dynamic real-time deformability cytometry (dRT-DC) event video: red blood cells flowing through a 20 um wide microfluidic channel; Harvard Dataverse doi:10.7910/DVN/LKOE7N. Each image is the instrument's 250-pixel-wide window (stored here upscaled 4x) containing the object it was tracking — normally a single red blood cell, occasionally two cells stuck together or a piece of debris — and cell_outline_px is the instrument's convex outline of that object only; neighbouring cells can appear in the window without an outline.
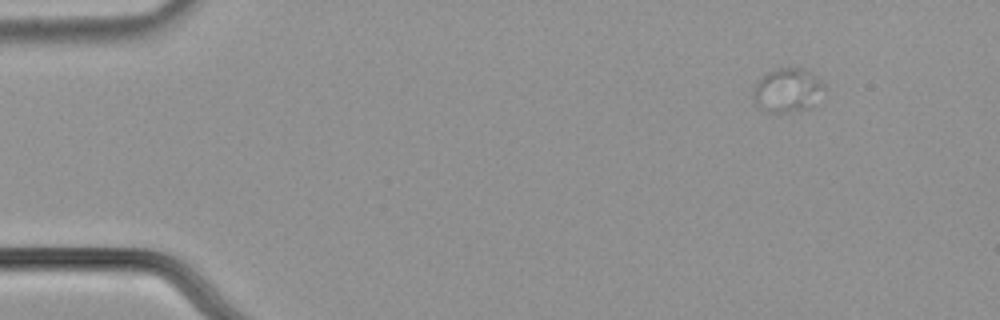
{"species": "common noctule bat (a hibernating species)", "species_latin": "Nyctalus noctula", "temperature_condition": "cold", "stored_images_in_passage": 51, "camera_frame_rate_fps": 3000, "um_per_image_px": 0.085, "animal": {"sex": "male", "body_mass_g": 21.5, "forearm_length_mm": 52.0}, "frame": {"image": 1, "passage_image": 1, "time_ms": 0.0, "image_size_px": [1000, 320], "cell_outline_px": [[824, 88], [816, 104], [808, 108], [788, 112], [764, 112], [756, 108], [752, 96], [752, 92], [756, 84], [768, 72], [780, 68], [796, 68], [808, 72], [820, 80], [824, 84]], "centroid_in_image_um": [66.89, 7.72], "position_along_channel_um": 18.1, "area_um2": 18.03}}
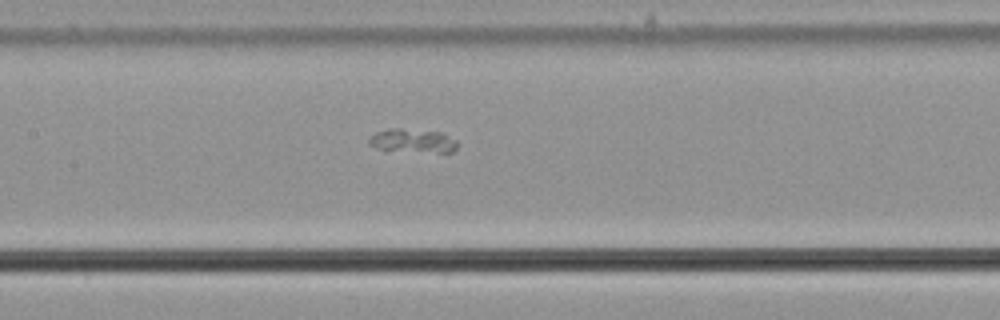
{"frame": {"image": 2, "passage_image": 22, "time_ms": 7.0, "image_size_px": [1000, 320], "cell_outline_px": [[456, 148], [452, 152], [436, 152], [376, 148], [368, 144], [368, 140], [376, 132], [388, 128], [400, 128], [444, 132], [456, 140]], "centroid_in_image_um": [35.1, 11.93], "position_along_channel_um": 172.3, "area_um2": 12.02}}
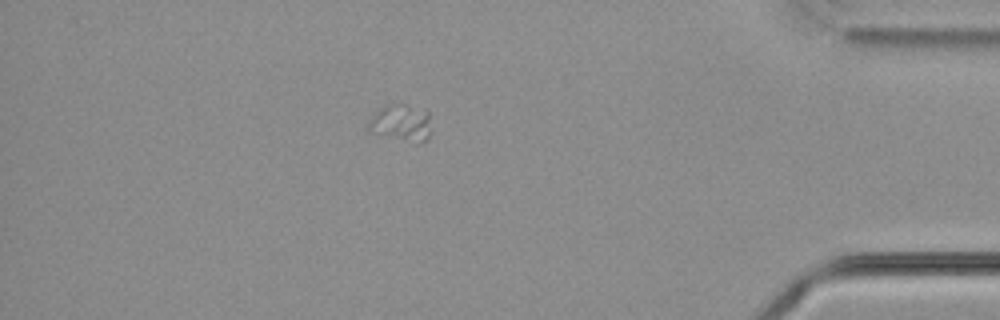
{"frame": {"image": 3, "passage_image": 44, "time_ms": 14.333, "image_size_px": [1000, 320], "cell_outline_px": [[428, 140], [416, 144], [364, 128], [368, 120], [380, 108], [400, 104], [404, 104], [428, 112]], "centroid_in_image_um": [34.07, 10.46], "position_along_channel_um": 401.1, "area_um2": 12.89}}